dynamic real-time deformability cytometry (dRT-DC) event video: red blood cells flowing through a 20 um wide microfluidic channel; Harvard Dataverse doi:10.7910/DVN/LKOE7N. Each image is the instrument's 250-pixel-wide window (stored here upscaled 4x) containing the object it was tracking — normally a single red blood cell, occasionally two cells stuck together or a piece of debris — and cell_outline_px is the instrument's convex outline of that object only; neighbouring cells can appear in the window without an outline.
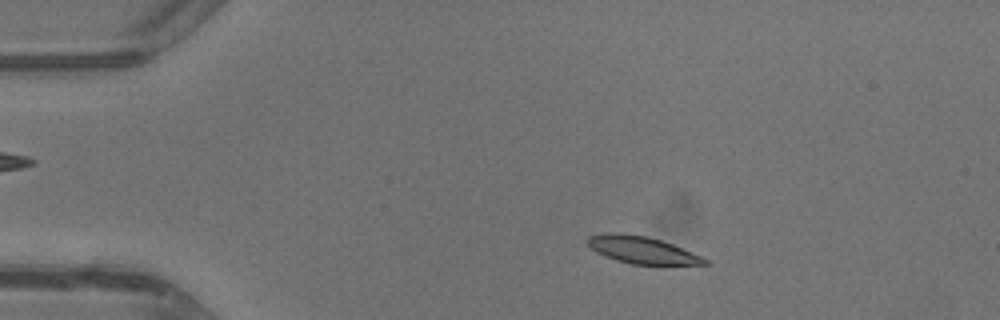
{"species": "common noctule bat (a hibernating species)", "species_latin": "Nyctalus noctula", "temperature_condition": "warm", "stored_images_in_passage": 32, "camera_frame_rate_fps": 3000, "um_per_image_px": 0.085, "animal": {"sex": "male", "body_mass_g": 13.3}, "frame": {"image": 1, "passage_image": 4, "time_ms": 1.0, "image_size_px": [1000, 320], "cell_outline_px": [[708, 264], [664, 268], [660, 268], [632, 264], [616, 260], [596, 252], [584, 240], [588, 236], [608, 232], [616, 232], [648, 236], [672, 244], [704, 256], [708, 260]], "centroid_in_image_um": [54.68, 21.31], "position_along_channel_um": 30.3, "area_um2": 19.65}}
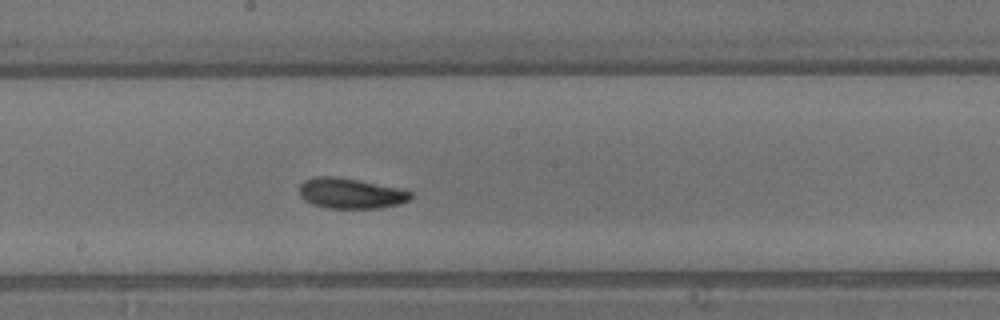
{"frame": {"image": 2, "passage_image": 20, "time_ms": 6.333, "image_size_px": [1000, 320], "cell_outline_px": [[412, 196], [408, 200], [400, 204], [380, 208], [324, 208], [312, 204], [304, 200], [300, 196], [300, 184], [304, 180], [316, 176], [336, 176], [400, 188], [412, 192]], "centroid_in_image_um": [29.79, 16.44], "position_along_channel_um": 218.4, "area_um2": 19.83}}
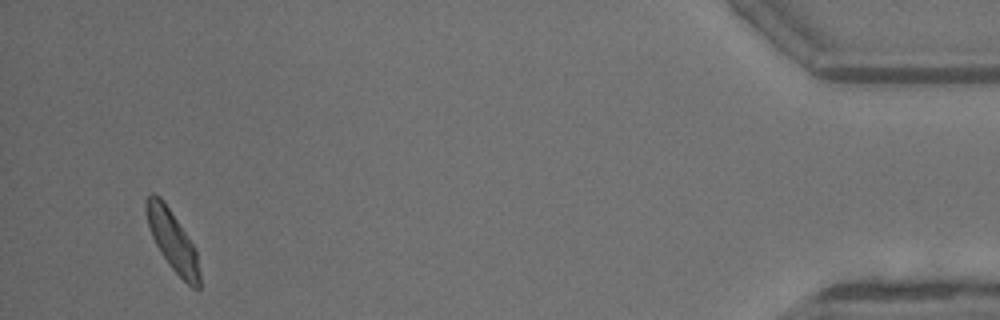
{"frame": {"image": 3, "passage_image": 32, "time_ms": 1679.0, "image_size_px": [1000, 320], "cell_outline_px": [[200, 288], [192, 288], [168, 264], [160, 252], [148, 228], [144, 208], [144, 200], [152, 192], [160, 196], [188, 236], [196, 252], [200, 272]], "centroid_in_image_um": [14.63, 20.42], "position_along_channel_um": 420.6, "area_um2": 18.61}, "authors_computed_cell_mechanics": {"area_um2": 19.3919, "velocity_mm_per_s": 4.6966, "shape_relaxation_time_tau1_ms": 1.6292, "shape_relaxation_time_tau2_ms": 5.9582, "deformation_change_tau1": 0.1113, "deformation_change_tau2": 0.1254}}